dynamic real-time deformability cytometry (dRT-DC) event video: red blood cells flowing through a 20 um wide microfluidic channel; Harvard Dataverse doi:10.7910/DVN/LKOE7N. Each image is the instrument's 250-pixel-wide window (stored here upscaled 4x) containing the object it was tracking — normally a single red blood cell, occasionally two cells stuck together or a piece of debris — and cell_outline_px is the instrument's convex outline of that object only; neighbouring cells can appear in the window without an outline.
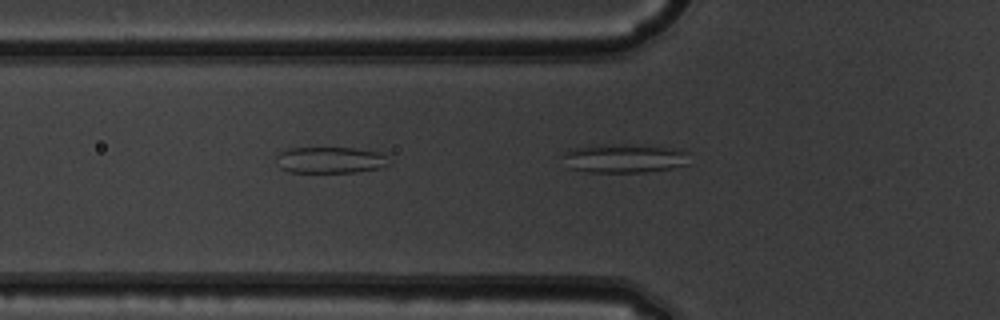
{"species": "common noctule bat (a hibernating species)", "species_latin": "Nyctalus noctula", "temperature_condition": "warm", "stored_images_in_passage": 9, "segment_of_instrument_passage": [1, 2], "camera_frame_rate_fps": 3000, "um_per_image_px": 0.085, "animal": {"sex": "male", "body_mass_g": 19.5, "forearm_length_mm": 54.6}, "frame": {"image": 1, "passage_image": 8, "time_ms": 2.333, "image_size_px": [1000, 320], "cell_outline_px": [[388, 164], [380, 168], [356, 172], [288, 172], [280, 168], [276, 156], [280, 152], [288, 148], [356, 148], [376, 152], [384, 156]], "centroid_in_image_um": [28.01, 13.61], "position_along_channel_um": 97.8, "area_um2": 17.05}}